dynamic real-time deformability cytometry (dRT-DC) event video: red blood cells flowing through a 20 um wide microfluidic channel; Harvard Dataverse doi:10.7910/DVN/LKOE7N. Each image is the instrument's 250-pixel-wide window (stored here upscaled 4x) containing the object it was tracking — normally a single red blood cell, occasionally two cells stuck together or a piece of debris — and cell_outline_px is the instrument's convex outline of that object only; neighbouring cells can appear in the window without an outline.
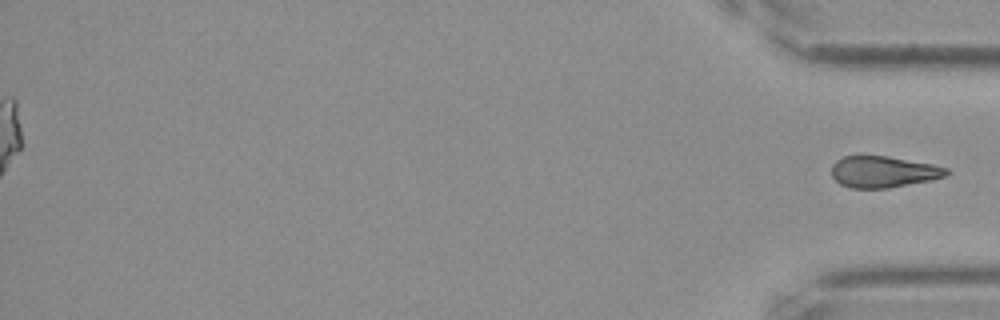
{"species": "Egyptian fruit bat (a non-hibernating species)", "species_latin": "Rousettus aegyptiacus", "temperature_condition": "cold", "stored_images_in_passage": 59, "segment_of_instrument_passage": [2, 2], "camera_frame_rate_fps": 3000, "um_per_image_px": 0.085, "frame": {"image": 1, "passage_image": 59, "time_ms": 19.333, "image_size_px": [1000, 320], "cell_outline_px": [[952, 172], [944, 176], [928, 180], [888, 188], [852, 188], [840, 184], [832, 176], [832, 164], [836, 160], [844, 156], [888, 156], [932, 164], [948, 168]], "centroid_in_image_um": [75.07, 14.6], "position_along_channel_um": 360.1, "area_um2": 20.87}}